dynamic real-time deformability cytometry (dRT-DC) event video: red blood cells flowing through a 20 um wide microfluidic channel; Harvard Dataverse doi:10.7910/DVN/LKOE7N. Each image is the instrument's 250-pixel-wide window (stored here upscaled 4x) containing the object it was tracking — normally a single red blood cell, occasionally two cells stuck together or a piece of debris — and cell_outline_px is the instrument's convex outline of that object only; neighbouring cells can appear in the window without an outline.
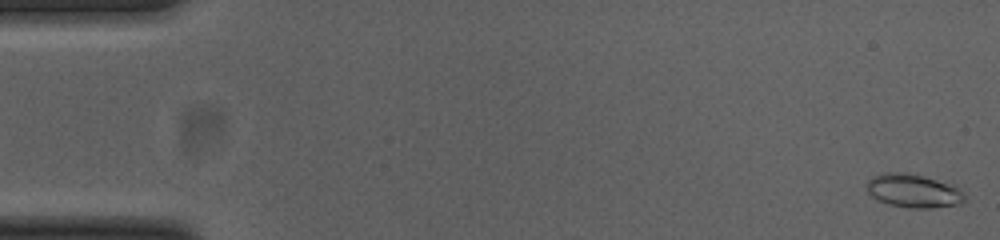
{"species": "common noctule bat (a hibernating species)", "species_latin": "Nyctalus noctula", "temperature_condition": "cold", "stored_images_in_passage": 53, "camera_frame_rate_fps": 3000, "um_per_image_px": 0.085, "animal": {"sex": "female", "body_mass_g": 23.0, "forearm_length_mm": 53.4}, "frame": {"image": 1, "passage_image": 1, "time_ms": 0.0, "image_size_px": [1000, 240], "cell_outline_px": [[964, 200], [960, 204], [928, 208], [912, 208], [888, 204], [872, 196], [864, 188], [864, 184], [872, 176], [884, 172], [904, 172], [924, 176], [960, 188], [964, 192]], "centroid_in_image_um": [77.59, 16.21], "position_along_channel_um": 7.4, "area_um2": 19.13}}
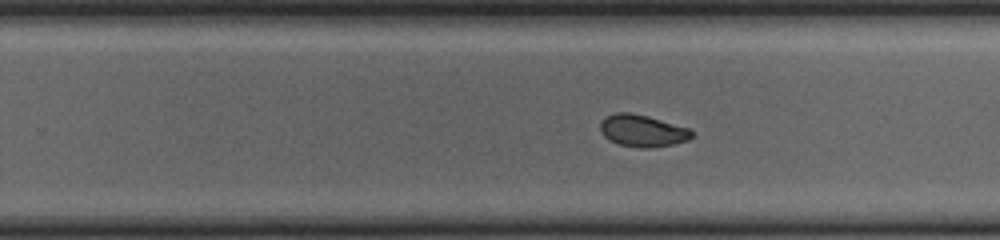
{"frame": {"image": 2, "passage_image": 33, "time_ms": 10.667, "image_size_px": [1000, 240], "cell_outline_px": [[692, 136], [688, 140], [672, 144], [648, 148], [640, 148], [620, 144], [608, 140], [600, 132], [600, 124], [608, 116], [616, 112], [628, 112], [648, 116], [688, 128], [692, 132]], "centroid_in_image_um": [54.59, 11.12], "position_along_channel_um": 275.2, "area_um2": 16.82}}
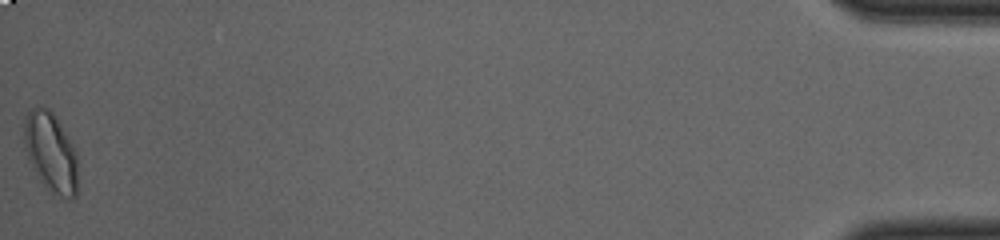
{"frame": {"image": 3, "passage_image": 53, "time_ms": 17.333, "image_size_px": [1000, 240], "cell_outline_px": [[76, 196], [72, 200], [64, 200], [52, 196], [40, 180], [28, 160], [24, 144], [24, 116], [32, 108], [48, 108], [56, 116], [72, 144], [76, 152]], "centroid_in_image_um": [4.31, 13.0], "position_along_channel_um": 430.9, "area_um2": 25.14}, "authors_computed_cell_mechanics": {"area_um2": 17.5712, "velocity_mm_per_s": 3.8385, "shape_relaxation_time_tau1_ms": null, "shape_relaxation_time_tau2_ms": 2.4379, "deformation_change_tau1": null, "deformation_change_tau2": 0.0579}}